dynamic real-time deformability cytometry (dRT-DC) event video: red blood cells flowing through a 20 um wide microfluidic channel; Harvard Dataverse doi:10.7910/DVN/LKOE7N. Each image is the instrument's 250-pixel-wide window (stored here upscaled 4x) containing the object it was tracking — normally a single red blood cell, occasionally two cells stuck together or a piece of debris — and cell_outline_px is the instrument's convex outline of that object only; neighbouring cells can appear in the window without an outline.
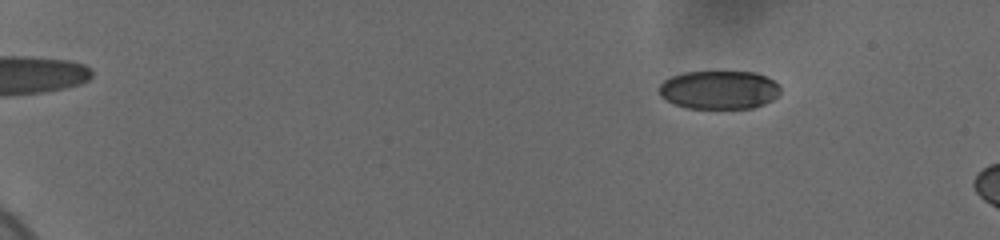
{"species": "human", "species_latin": "Homo sapiens", "temperature_condition": "cold", "stored_images_in_passage": 20, "camera_frame_rate_fps": 3000, "um_per_image_px": 0.085, "donor": {"sex": "female"}, "frame": {"image": 1, "passage_image": 9, "time_ms": 2.667, "image_size_px": [1000, 240], "cell_outline_px": [[780, 92], [772, 100], [764, 104], [752, 108], [688, 108], [676, 104], [660, 96], [660, 84], [664, 80], [672, 76], [684, 72], [756, 72], [780, 84]], "centroid_in_image_um": [61.14, 7.63], "position_along_channel_um": 23.9, "area_um2": 27.05}}